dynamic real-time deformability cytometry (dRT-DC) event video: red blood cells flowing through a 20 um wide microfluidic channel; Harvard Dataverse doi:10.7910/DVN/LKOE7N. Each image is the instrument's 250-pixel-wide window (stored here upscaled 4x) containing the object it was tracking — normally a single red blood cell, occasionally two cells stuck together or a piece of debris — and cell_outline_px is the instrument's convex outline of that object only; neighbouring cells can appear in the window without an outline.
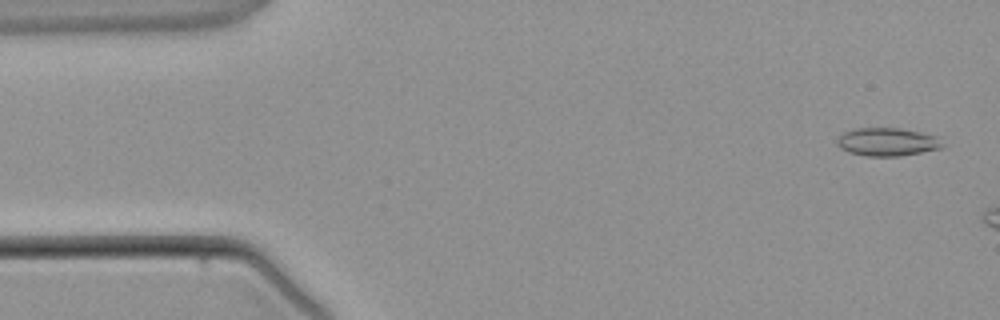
{"species": "common noctule bat (a hibernating species)", "species_latin": "Nyctalus noctula", "temperature_condition": "warm", "stored_images_in_passage": 3, "camera_frame_rate_fps": 3000, "um_per_image_px": 0.085, "animal": {"sex": "male", "body_mass_g": 21.5, "forearm_length_mm": 52.0}, "frame": {"image": 1, "passage_image": 1, "time_ms": 0.0, "image_size_px": [1000, 320], "cell_outline_px": [[944, 148], [900, 156], [864, 156], [848, 152], [840, 148], [836, 144], [836, 140], [844, 132], [856, 128], [900, 128], [920, 132], [936, 136], [944, 144]], "centroid_in_image_um": [75.41, 12.07], "position_along_channel_um": 9.6, "area_um2": 17.4}}